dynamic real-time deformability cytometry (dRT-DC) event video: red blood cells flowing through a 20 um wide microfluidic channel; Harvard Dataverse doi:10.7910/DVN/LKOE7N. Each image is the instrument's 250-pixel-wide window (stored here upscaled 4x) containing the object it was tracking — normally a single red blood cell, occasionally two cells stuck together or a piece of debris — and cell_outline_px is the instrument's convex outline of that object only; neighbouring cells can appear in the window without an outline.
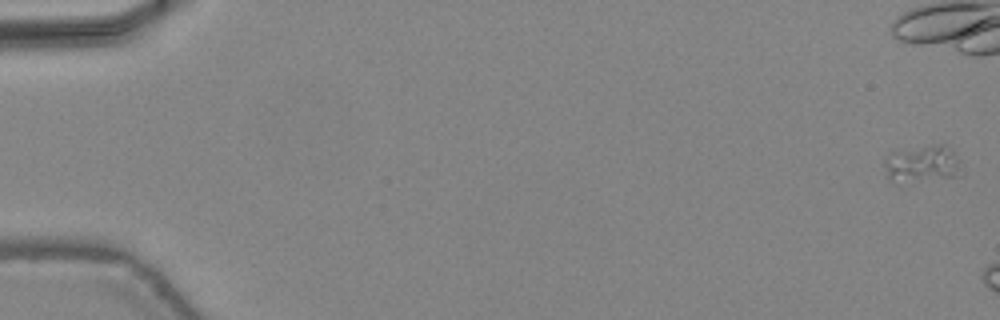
{"species": "common noctule bat (a hibernating species)", "species_latin": "Nyctalus noctula", "temperature_condition": "warm", "stored_images_in_passage": 8, "camera_frame_rate_fps": 3000, "um_per_image_px": 0.085, "animal": {"sex": "female", "body_mass_g": 24.6, "forearm_length_mm": 56.2}, "frame": {"image": 1, "passage_image": 1, "time_ms": 0.0, "image_size_px": [1000, 320], "cell_outline_px": [[964, 172], [960, 176], [892, 180], [888, 176], [884, 164], [884, 160], [896, 148], [936, 144], [944, 144], [952, 152]], "centroid_in_image_um": [78.39, 13.84], "position_along_channel_um": 6.6, "area_um2": 16.07}}